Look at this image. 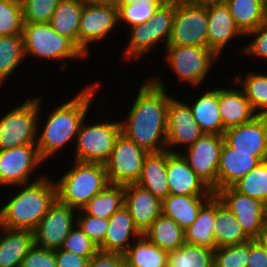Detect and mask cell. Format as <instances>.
<instances>
[{"mask_svg":"<svg viewBox=\"0 0 267 267\" xmlns=\"http://www.w3.org/2000/svg\"><path fill=\"white\" fill-rule=\"evenodd\" d=\"M47 175L14 187L18 191L0 208V226L31 231L36 228L57 198L55 180Z\"/></svg>","mask_w":267,"mask_h":267,"instance_id":"obj_3","label":"cell"},{"mask_svg":"<svg viewBox=\"0 0 267 267\" xmlns=\"http://www.w3.org/2000/svg\"><path fill=\"white\" fill-rule=\"evenodd\" d=\"M34 245L33 231L0 226V267H21Z\"/></svg>","mask_w":267,"mask_h":267,"instance_id":"obj_25","label":"cell"},{"mask_svg":"<svg viewBox=\"0 0 267 267\" xmlns=\"http://www.w3.org/2000/svg\"><path fill=\"white\" fill-rule=\"evenodd\" d=\"M123 255L125 267H167L168 252L152 244L143 234Z\"/></svg>","mask_w":267,"mask_h":267,"instance_id":"obj_31","label":"cell"},{"mask_svg":"<svg viewBox=\"0 0 267 267\" xmlns=\"http://www.w3.org/2000/svg\"><path fill=\"white\" fill-rule=\"evenodd\" d=\"M198 95L195 94L196 97L191 104L189 101V105L201 131L207 134L223 135L226 129L219 112V87L212 88V90L207 88Z\"/></svg>","mask_w":267,"mask_h":267,"instance_id":"obj_24","label":"cell"},{"mask_svg":"<svg viewBox=\"0 0 267 267\" xmlns=\"http://www.w3.org/2000/svg\"><path fill=\"white\" fill-rule=\"evenodd\" d=\"M77 225L98 248L104 243L107 227L109 225L108 219L94 217L85 214L82 210H78Z\"/></svg>","mask_w":267,"mask_h":267,"instance_id":"obj_46","label":"cell"},{"mask_svg":"<svg viewBox=\"0 0 267 267\" xmlns=\"http://www.w3.org/2000/svg\"><path fill=\"white\" fill-rule=\"evenodd\" d=\"M213 228L216 248L237 245L250 240L235 215L221 202L216 194Z\"/></svg>","mask_w":267,"mask_h":267,"instance_id":"obj_28","label":"cell"},{"mask_svg":"<svg viewBox=\"0 0 267 267\" xmlns=\"http://www.w3.org/2000/svg\"><path fill=\"white\" fill-rule=\"evenodd\" d=\"M77 213L78 210L56 198L33 230L35 245L53 251L61 249L65 238L77 224Z\"/></svg>","mask_w":267,"mask_h":267,"instance_id":"obj_14","label":"cell"},{"mask_svg":"<svg viewBox=\"0 0 267 267\" xmlns=\"http://www.w3.org/2000/svg\"><path fill=\"white\" fill-rule=\"evenodd\" d=\"M61 249L81 257L92 258L98 251L97 245L76 224L65 238Z\"/></svg>","mask_w":267,"mask_h":267,"instance_id":"obj_45","label":"cell"},{"mask_svg":"<svg viewBox=\"0 0 267 267\" xmlns=\"http://www.w3.org/2000/svg\"><path fill=\"white\" fill-rule=\"evenodd\" d=\"M25 58L22 35L0 36V87L15 74L13 72L17 71Z\"/></svg>","mask_w":267,"mask_h":267,"instance_id":"obj_34","label":"cell"},{"mask_svg":"<svg viewBox=\"0 0 267 267\" xmlns=\"http://www.w3.org/2000/svg\"><path fill=\"white\" fill-rule=\"evenodd\" d=\"M43 163L45 161L41 158L36 144L0 150V187H15L43 178L45 173L38 177L33 176L34 170L37 171L38 167L40 169L41 165H45Z\"/></svg>","mask_w":267,"mask_h":267,"instance_id":"obj_12","label":"cell"},{"mask_svg":"<svg viewBox=\"0 0 267 267\" xmlns=\"http://www.w3.org/2000/svg\"><path fill=\"white\" fill-rule=\"evenodd\" d=\"M124 205V185L108 184L83 208L85 214L108 219Z\"/></svg>","mask_w":267,"mask_h":267,"instance_id":"obj_36","label":"cell"},{"mask_svg":"<svg viewBox=\"0 0 267 267\" xmlns=\"http://www.w3.org/2000/svg\"><path fill=\"white\" fill-rule=\"evenodd\" d=\"M164 2H135L132 5H116L118 8L119 25L122 22L127 29L147 21Z\"/></svg>","mask_w":267,"mask_h":267,"instance_id":"obj_42","label":"cell"},{"mask_svg":"<svg viewBox=\"0 0 267 267\" xmlns=\"http://www.w3.org/2000/svg\"><path fill=\"white\" fill-rule=\"evenodd\" d=\"M175 6L176 0L165 1L147 21L148 25H151L154 48L160 42H163V48L167 46L172 31Z\"/></svg>","mask_w":267,"mask_h":267,"instance_id":"obj_40","label":"cell"},{"mask_svg":"<svg viewBox=\"0 0 267 267\" xmlns=\"http://www.w3.org/2000/svg\"><path fill=\"white\" fill-rule=\"evenodd\" d=\"M61 0H21L24 23H49Z\"/></svg>","mask_w":267,"mask_h":267,"instance_id":"obj_44","label":"cell"},{"mask_svg":"<svg viewBox=\"0 0 267 267\" xmlns=\"http://www.w3.org/2000/svg\"><path fill=\"white\" fill-rule=\"evenodd\" d=\"M124 206L141 234L162 214V200L136 183L124 185Z\"/></svg>","mask_w":267,"mask_h":267,"instance_id":"obj_18","label":"cell"},{"mask_svg":"<svg viewBox=\"0 0 267 267\" xmlns=\"http://www.w3.org/2000/svg\"><path fill=\"white\" fill-rule=\"evenodd\" d=\"M21 267H57L55 251L34 245L23 258Z\"/></svg>","mask_w":267,"mask_h":267,"instance_id":"obj_48","label":"cell"},{"mask_svg":"<svg viewBox=\"0 0 267 267\" xmlns=\"http://www.w3.org/2000/svg\"><path fill=\"white\" fill-rule=\"evenodd\" d=\"M260 162L257 157L253 156V153L237 152L224 141L217 175V191L231 187Z\"/></svg>","mask_w":267,"mask_h":267,"instance_id":"obj_22","label":"cell"},{"mask_svg":"<svg viewBox=\"0 0 267 267\" xmlns=\"http://www.w3.org/2000/svg\"><path fill=\"white\" fill-rule=\"evenodd\" d=\"M216 196L235 215L244 233L257 240L264 232L263 206L264 203L237 192L232 186L218 190Z\"/></svg>","mask_w":267,"mask_h":267,"instance_id":"obj_16","label":"cell"},{"mask_svg":"<svg viewBox=\"0 0 267 267\" xmlns=\"http://www.w3.org/2000/svg\"><path fill=\"white\" fill-rule=\"evenodd\" d=\"M44 98L28 97L0 116V150L36 144L38 118Z\"/></svg>","mask_w":267,"mask_h":267,"instance_id":"obj_6","label":"cell"},{"mask_svg":"<svg viewBox=\"0 0 267 267\" xmlns=\"http://www.w3.org/2000/svg\"><path fill=\"white\" fill-rule=\"evenodd\" d=\"M250 240L214 249V267H247Z\"/></svg>","mask_w":267,"mask_h":267,"instance_id":"obj_43","label":"cell"},{"mask_svg":"<svg viewBox=\"0 0 267 267\" xmlns=\"http://www.w3.org/2000/svg\"><path fill=\"white\" fill-rule=\"evenodd\" d=\"M24 26L21 0L0 2V36L22 35Z\"/></svg>","mask_w":267,"mask_h":267,"instance_id":"obj_41","label":"cell"},{"mask_svg":"<svg viewBox=\"0 0 267 267\" xmlns=\"http://www.w3.org/2000/svg\"><path fill=\"white\" fill-rule=\"evenodd\" d=\"M223 135L203 133L189 148L180 153L197 177L215 194Z\"/></svg>","mask_w":267,"mask_h":267,"instance_id":"obj_13","label":"cell"},{"mask_svg":"<svg viewBox=\"0 0 267 267\" xmlns=\"http://www.w3.org/2000/svg\"><path fill=\"white\" fill-rule=\"evenodd\" d=\"M211 196L169 194L162 200V214L185 230L196 220L199 209Z\"/></svg>","mask_w":267,"mask_h":267,"instance_id":"obj_27","label":"cell"},{"mask_svg":"<svg viewBox=\"0 0 267 267\" xmlns=\"http://www.w3.org/2000/svg\"><path fill=\"white\" fill-rule=\"evenodd\" d=\"M257 240L262 244L267 253V232H263Z\"/></svg>","mask_w":267,"mask_h":267,"instance_id":"obj_55","label":"cell"},{"mask_svg":"<svg viewBox=\"0 0 267 267\" xmlns=\"http://www.w3.org/2000/svg\"><path fill=\"white\" fill-rule=\"evenodd\" d=\"M167 183L170 194L213 195L214 193L197 177L181 153L167 150Z\"/></svg>","mask_w":267,"mask_h":267,"instance_id":"obj_20","label":"cell"},{"mask_svg":"<svg viewBox=\"0 0 267 267\" xmlns=\"http://www.w3.org/2000/svg\"><path fill=\"white\" fill-rule=\"evenodd\" d=\"M148 152L120 134L108 159L103 163L109 184L136 183L142 173L143 162Z\"/></svg>","mask_w":267,"mask_h":267,"instance_id":"obj_11","label":"cell"},{"mask_svg":"<svg viewBox=\"0 0 267 267\" xmlns=\"http://www.w3.org/2000/svg\"><path fill=\"white\" fill-rule=\"evenodd\" d=\"M116 5H132L135 2H165L167 0H114Z\"/></svg>","mask_w":267,"mask_h":267,"instance_id":"obj_53","label":"cell"},{"mask_svg":"<svg viewBox=\"0 0 267 267\" xmlns=\"http://www.w3.org/2000/svg\"><path fill=\"white\" fill-rule=\"evenodd\" d=\"M152 244L167 252L178 249L184 242V230L171 218L161 214L143 234Z\"/></svg>","mask_w":267,"mask_h":267,"instance_id":"obj_33","label":"cell"},{"mask_svg":"<svg viewBox=\"0 0 267 267\" xmlns=\"http://www.w3.org/2000/svg\"><path fill=\"white\" fill-rule=\"evenodd\" d=\"M214 223L215 194L201 206L192 225L184 230L185 243L215 249Z\"/></svg>","mask_w":267,"mask_h":267,"instance_id":"obj_29","label":"cell"},{"mask_svg":"<svg viewBox=\"0 0 267 267\" xmlns=\"http://www.w3.org/2000/svg\"><path fill=\"white\" fill-rule=\"evenodd\" d=\"M263 227H264V232H267V201L264 202L263 206Z\"/></svg>","mask_w":267,"mask_h":267,"instance_id":"obj_54","label":"cell"},{"mask_svg":"<svg viewBox=\"0 0 267 267\" xmlns=\"http://www.w3.org/2000/svg\"><path fill=\"white\" fill-rule=\"evenodd\" d=\"M185 1L199 4V5H204V6H209L212 4H224V3H226V0H185Z\"/></svg>","mask_w":267,"mask_h":267,"instance_id":"obj_52","label":"cell"},{"mask_svg":"<svg viewBox=\"0 0 267 267\" xmlns=\"http://www.w3.org/2000/svg\"><path fill=\"white\" fill-rule=\"evenodd\" d=\"M167 149L160 152H150L145 156L139 186L163 200L170 194L167 183Z\"/></svg>","mask_w":267,"mask_h":267,"instance_id":"obj_26","label":"cell"},{"mask_svg":"<svg viewBox=\"0 0 267 267\" xmlns=\"http://www.w3.org/2000/svg\"><path fill=\"white\" fill-rule=\"evenodd\" d=\"M79 1L86 4V3L107 2V1H111V0H79Z\"/></svg>","mask_w":267,"mask_h":267,"instance_id":"obj_56","label":"cell"},{"mask_svg":"<svg viewBox=\"0 0 267 267\" xmlns=\"http://www.w3.org/2000/svg\"><path fill=\"white\" fill-rule=\"evenodd\" d=\"M107 119L92 124L84 119L76 137L73 161L104 163L108 159L121 134V123L119 117L117 121Z\"/></svg>","mask_w":267,"mask_h":267,"instance_id":"obj_8","label":"cell"},{"mask_svg":"<svg viewBox=\"0 0 267 267\" xmlns=\"http://www.w3.org/2000/svg\"><path fill=\"white\" fill-rule=\"evenodd\" d=\"M57 267H87L89 259L63 249L55 250Z\"/></svg>","mask_w":267,"mask_h":267,"instance_id":"obj_50","label":"cell"},{"mask_svg":"<svg viewBox=\"0 0 267 267\" xmlns=\"http://www.w3.org/2000/svg\"><path fill=\"white\" fill-rule=\"evenodd\" d=\"M167 267H214V249L184 242L168 252Z\"/></svg>","mask_w":267,"mask_h":267,"instance_id":"obj_37","label":"cell"},{"mask_svg":"<svg viewBox=\"0 0 267 267\" xmlns=\"http://www.w3.org/2000/svg\"><path fill=\"white\" fill-rule=\"evenodd\" d=\"M234 88L219 87V112L225 129L239 126L257 116L237 83Z\"/></svg>","mask_w":267,"mask_h":267,"instance_id":"obj_23","label":"cell"},{"mask_svg":"<svg viewBox=\"0 0 267 267\" xmlns=\"http://www.w3.org/2000/svg\"><path fill=\"white\" fill-rule=\"evenodd\" d=\"M223 137L237 152L253 153L261 162L267 160V116L257 115L247 123L228 128Z\"/></svg>","mask_w":267,"mask_h":267,"instance_id":"obj_17","label":"cell"},{"mask_svg":"<svg viewBox=\"0 0 267 267\" xmlns=\"http://www.w3.org/2000/svg\"><path fill=\"white\" fill-rule=\"evenodd\" d=\"M242 37L245 35L237 27L225 3L208 6L207 47L218 58H221L224 49L230 46L229 42L233 43L234 39Z\"/></svg>","mask_w":267,"mask_h":267,"instance_id":"obj_19","label":"cell"},{"mask_svg":"<svg viewBox=\"0 0 267 267\" xmlns=\"http://www.w3.org/2000/svg\"><path fill=\"white\" fill-rule=\"evenodd\" d=\"M108 222L104 243L99 247L101 252L124 254L133 241L142 235L124 205L108 218Z\"/></svg>","mask_w":267,"mask_h":267,"instance_id":"obj_21","label":"cell"},{"mask_svg":"<svg viewBox=\"0 0 267 267\" xmlns=\"http://www.w3.org/2000/svg\"><path fill=\"white\" fill-rule=\"evenodd\" d=\"M232 187L244 195L267 201V160L260 162L244 177L235 182Z\"/></svg>","mask_w":267,"mask_h":267,"instance_id":"obj_38","label":"cell"},{"mask_svg":"<svg viewBox=\"0 0 267 267\" xmlns=\"http://www.w3.org/2000/svg\"><path fill=\"white\" fill-rule=\"evenodd\" d=\"M225 4L244 35L267 20L266 0H226Z\"/></svg>","mask_w":267,"mask_h":267,"instance_id":"obj_30","label":"cell"},{"mask_svg":"<svg viewBox=\"0 0 267 267\" xmlns=\"http://www.w3.org/2000/svg\"><path fill=\"white\" fill-rule=\"evenodd\" d=\"M239 74L234 82L241 86L255 113L267 116V74L256 71H249L245 77Z\"/></svg>","mask_w":267,"mask_h":267,"instance_id":"obj_35","label":"cell"},{"mask_svg":"<svg viewBox=\"0 0 267 267\" xmlns=\"http://www.w3.org/2000/svg\"><path fill=\"white\" fill-rule=\"evenodd\" d=\"M79 0H61L49 24L60 35L71 39L78 46V32L82 9Z\"/></svg>","mask_w":267,"mask_h":267,"instance_id":"obj_32","label":"cell"},{"mask_svg":"<svg viewBox=\"0 0 267 267\" xmlns=\"http://www.w3.org/2000/svg\"><path fill=\"white\" fill-rule=\"evenodd\" d=\"M22 36L26 58L60 60L61 69L68 67V61L88 59L71 39L57 33L49 23H24Z\"/></svg>","mask_w":267,"mask_h":267,"instance_id":"obj_5","label":"cell"},{"mask_svg":"<svg viewBox=\"0 0 267 267\" xmlns=\"http://www.w3.org/2000/svg\"><path fill=\"white\" fill-rule=\"evenodd\" d=\"M208 6L176 0L172 31L167 46L207 47Z\"/></svg>","mask_w":267,"mask_h":267,"instance_id":"obj_9","label":"cell"},{"mask_svg":"<svg viewBox=\"0 0 267 267\" xmlns=\"http://www.w3.org/2000/svg\"><path fill=\"white\" fill-rule=\"evenodd\" d=\"M165 57L168 67L179 82L191 87H200L211 72L213 64L220 60L208 47L166 46Z\"/></svg>","mask_w":267,"mask_h":267,"instance_id":"obj_7","label":"cell"},{"mask_svg":"<svg viewBox=\"0 0 267 267\" xmlns=\"http://www.w3.org/2000/svg\"><path fill=\"white\" fill-rule=\"evenodd\" d=\"M174 97H171L167 109L166 149L171 153H180L181 146L189 148L203 132L193 118L188 101L185 103Z\"/></svg>","mask_w":267,"mask_h":267,"instance_id":"obj_15","label":"cell"},{"mask_svg":"<svg viewBox=\"0 0 267 267\" xmlns=\"http://www.w3.org/2000/svg\"><path fill=\"white\" fill-rule=\"evenodd\" d=\"M247 267H267V253L258 240L250 239V255Z\"/></svg>","mask_w":267,"mask_h":267,"instance_id":"obj_51","label":"cell"},{"mask_svg":"<svg viewBox=\"0 0 267 267\" xmlns=\"http://www.w3.org/2000/svg\"><path fill=\"white\" fill-rule=\"evenodd\" d=\"M70 170L56 179L57 199L76 210L82 208L109 183L103 163L72 161Z\"/></svg>","mask_w":267,"mask_h":267,"instance_id":"obj_4","label":"cell"},{"mask_svg":"<svg viewBox=\"0 0 267 267\" xmlns=\"http://www.w3.org/2000/svg\"><path fill=\"white\" fill-rule=\"evenodd\" d=\"M247 37H251L252 40H250V43L238 50H241L240 55L244 54L248 57L256 56V58H263V60L267 62V20L256 29L247 33L245 38Z\"/></svg>","mask_w":267,"mask_h":267,"instance_id":"obj_47","label":"cell"},{"mask_svg":"<svg viewBox=\"0 0 267 267\" xmlns=\"http://www.w3.org/2000/svg\"><path fill=\"white\" fill-rule=\"evenodd\" d=\"M128 43L124 48V59L126 62L145 57L148 52L153 51V36L151 25L142 23L127 29Z\"/></svg>","mask_w":267,"mask_h":267,"instance_id":"obj_39","label":"cell"},{"mask_svg":"<svg viewBox=\"0 0 267 267\" xmlns=\"http://www.w3.org/2000/svg\"><path fill=\"white\" fill-rule=\"evenodd\" d=\"M119 25L118 8L114 0L86 3L83 6L78 32V47L88 56L93 42L102 41Z\"/></svg>","mask_w":267,"mask_h":267,"instance_id":"obj_10","label":"cell"},{"mask_svg":"<svg viewBox=\"0 0 267 267\" xmlns=\"http://www.w3.org/2000/svg\"><path fill=\"white\" fill-rule=\"evenodd\" d=\"M139 86L127 116L120 120L121 133L148 153L166 150L167 109L172 97L159 76Z\"/></svg>","mask_w":267,"mask_h":267,"instance_id":"obj_1","label":"cell"},{"mask_svg":"<svg viewBox=\"0 0 267 267\" xmlns=\"http://www.w3.org/2000/svg\"><path fill=\"white\" fill-rule=\"evenodd\" d=\"M87 267H125L123 254L98 251L89 259Z\"/></svg>","mask_w":267,"mask_h":267,"instance_id":"obj_49","label":"cell"},{"mask_svg":"<svg viewBox=\"0 0 267 267\" xmlns=\"http://www.w3.org/2000/svg\"><path fill=\"white\" fill-rule=\"evenodd\" d=\"M102 83L88 84L78 94L49 111L47 118L43 120L44 126L38 118L37 142L39 154L47 163L50 157L58 154L68 144L75 145L76 137L84 119L88 117L89 109L93 106L95 95L100 90ZM41 128V129H40ZM43 129V130H42ZM56 153V154H55Z\"/></svg>","mask_w":267,"mask_h":267,"instance_id":"obj_2","label":"cell"}]
</instances>
